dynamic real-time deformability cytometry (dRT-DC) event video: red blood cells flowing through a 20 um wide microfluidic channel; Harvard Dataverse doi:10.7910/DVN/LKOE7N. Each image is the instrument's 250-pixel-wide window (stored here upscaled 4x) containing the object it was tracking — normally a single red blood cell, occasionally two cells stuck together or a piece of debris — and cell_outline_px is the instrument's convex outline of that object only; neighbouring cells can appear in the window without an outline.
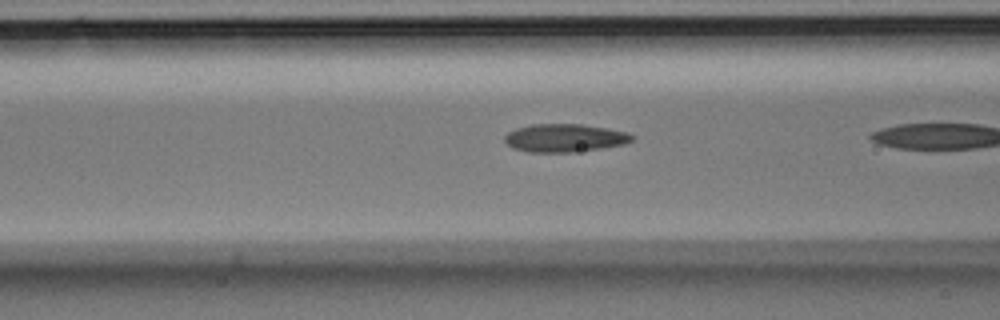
{"species": "Egyptian fruit bat (a non-hibernating species)", "species_latin": "Rousettus aegyptiacus", "temperature_condition": "room temperature", "stored_images_in_passage": 14, "camera_frame_rate_fps": 3000, "um_per_image_px": 0.085, "animal": {"sex": "male"}, "frame": {"image": 1, "passage_image": 13, "time_ms": 4.0, "image_size_px": [1000, 320], "cell_outline_px": [[636, 136], [632, 140], [624, 144], [600, 148], [572, 152], [528, 152], [512, 148], [504, 140], [504, 136], [508, 132], [516, 128], [532, 124], [580, 124], [608, 128], [628, 132]], "centroid_in_image_um": [47.99, 11.72], "position_along_channel_um": 118.6, "area_um2": 20.87}}